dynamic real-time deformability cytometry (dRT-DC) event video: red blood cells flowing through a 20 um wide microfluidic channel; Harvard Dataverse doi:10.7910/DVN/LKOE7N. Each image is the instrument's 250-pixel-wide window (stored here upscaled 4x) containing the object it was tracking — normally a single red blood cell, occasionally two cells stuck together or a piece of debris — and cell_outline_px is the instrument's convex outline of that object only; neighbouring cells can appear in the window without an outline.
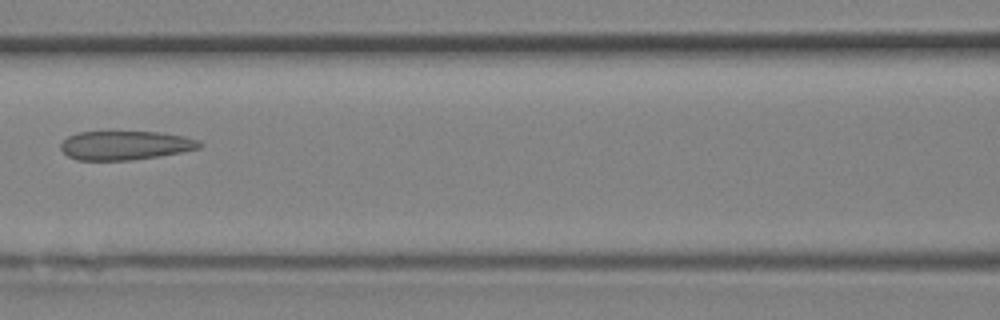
{"species": "Egyptian fruit bat (a non-hibernating species)", "species_latin": "Rousettus aegyptiacus", "temperature_condition": "room temperature", "stored_images_in_passage": 9, "camera_frame_rate_fps": 3000, "um_per_image_px": 0.085, "animal": {"sex": "female"}, "frame": {"image": 1, "passage_image": 6, "time_ms": 1.667, "image_size_px": [1000, 320], "cell_outline_px": [[204, 144], [200, 148], [160, 156], [132, 160], [76, 160], [68, 156], [60, 148], [60, 144], [68, 136], [76, 132], [156, 132], [184, 136], [200, 140]], "centroid_in_image_um": [10.65, 12.36], "position_along_channel_um": 155.9, "area_um2": 23.47}}
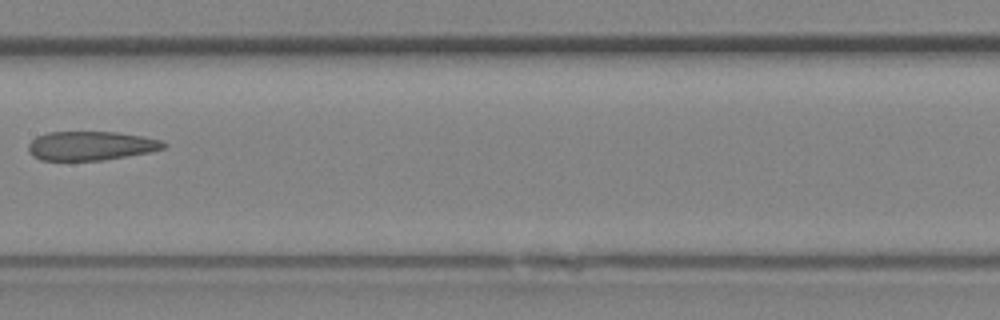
{"frame": {"image": 2, "passage_image": 8, "time_ms": 2.333, "image_size_px": [1000, 320], "cell_outline_px": [[168, 144], [164, 148], [148, 152], [128, 156], [104, 160], [40, 160], [32, 156], [28, 152], [28, 144], [36, 136], [48, 132], [116, 132], [144, 136], [160, 140]], "centroid_in_image_um": [7.7, 12.39], "position_along_channel_um": 199.7, "area_um2": 22.95}}